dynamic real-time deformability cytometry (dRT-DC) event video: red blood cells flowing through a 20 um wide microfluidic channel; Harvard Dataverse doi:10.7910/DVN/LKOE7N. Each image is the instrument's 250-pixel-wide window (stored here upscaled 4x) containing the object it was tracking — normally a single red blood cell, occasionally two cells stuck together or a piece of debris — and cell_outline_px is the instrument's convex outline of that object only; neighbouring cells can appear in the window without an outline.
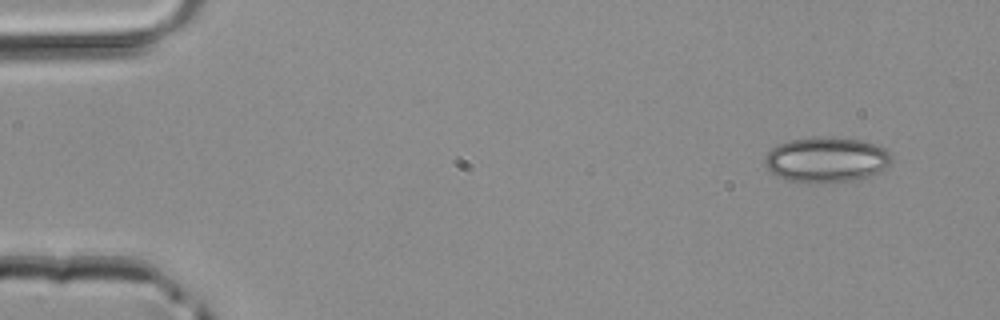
{"species": "common noctule bat (a hibernating species)", "species_latin": "Nyctalus noctula", "temperature_condition": "room temperature", "stored_images_in_passage": 3, "camera_frame_rate_fps": 3000, "um_per_image_px": 0.085, "animal": {"sex": "male", "body_mass_g": 20.4}, "frame": {"image": 1, "passage_image": 1, "time_ms": 0.0, "image_size_px": [1000, 320], "cell_outline_px": [[892, 156], [888, 164], [884, 168], [868, 176], [856, 180], [816, 184], [804, 184], [788, 180], [776, 176], [764, 164], [764, 156], [776, 144], [788, 140], [820, 136], [832, 136], [860, 140], [876, 144], [888, 148]], "centroid_in_image_um": [70.21, 13.57], "position_along_channel_um": 14.8, "area_um2": 34.1}}
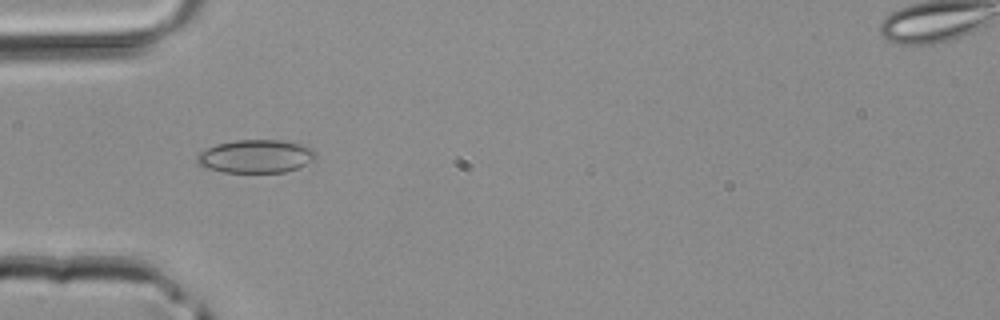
{"frame": {"image": 2, "passage_image": 3, "time_ms": 0.667, "image_size_px": [1000, 320], "cell_outline_px": [[316, 156], [312, 160], [300, 168], [284, 172], [224, 172], [208, 168], [196, 164], [196, 156], [200, 152], [216, 144], [236, 140], [280, 140], [304, 144], [312, 148], [316, 152]], "centroid_in_image_um": [21.76, 13.28], "position_along_channel_um": 63.2, "area_um2": 23.06}}